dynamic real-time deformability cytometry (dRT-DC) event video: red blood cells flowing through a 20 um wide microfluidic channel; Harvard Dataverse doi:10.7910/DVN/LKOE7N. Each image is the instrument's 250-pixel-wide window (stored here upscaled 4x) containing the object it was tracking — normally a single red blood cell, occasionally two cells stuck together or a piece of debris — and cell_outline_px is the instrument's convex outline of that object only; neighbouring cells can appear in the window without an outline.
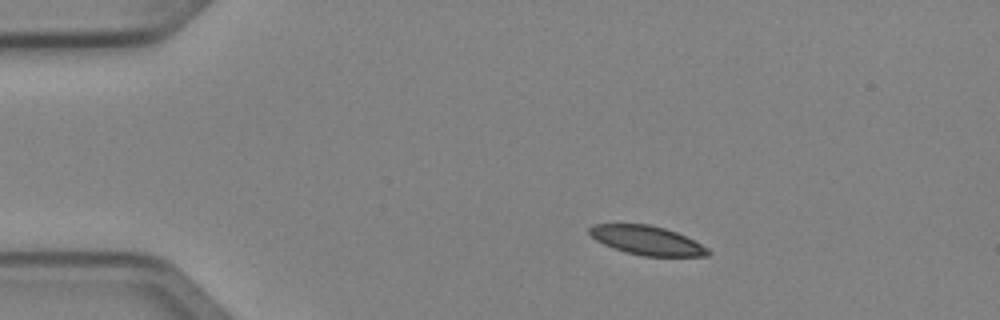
{"species": "Egyptian fruit bat (a non-hibernating species)", "species_latin": "Rousettus aegyptiacus", "temperature_condition": "cold", "stored_images_in_passage": 6, "camera_frame_rate_fps": 3000, "um_per_image_px": 0.085, "animal": {"sex": "female"}, "frame": {"image": 1, "passage_image": 2, "time_ms": 0.333, "image_size_px": [1000, 320], "cell_outline_px": [[712, 252], [708, 256], [644, 256], [624, 252], [604, 244], [596, 240], [588, 232], [588, 228], [592, 224], [648, 224], [664, 228], [676, 232], [708, 248]], "centroid_in_image_um": [54.97, 20.43], "position_along_channel_um": 30.0, "area_um2": 19.94}}
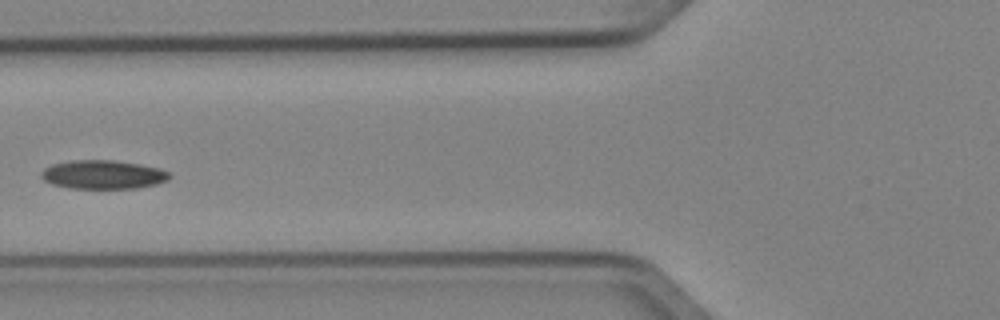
{"frame": {"image": 2, "passage_image": 5, "time_ms": 1.333, "image_size_px": [1000, 320], "cell_outline_px": [[172, 176], [168, 180], [156, 184], [136, 188], [68, 188], [52, 184], [44, 180], [40, 176], [40, 172], [44, 168], [52, 164], [76, 160], [112, 160], [140, 164], [160, 168], [168, 172]], "centroid_in_image_um": [8.76, 14.84], "position_along_channel_um": 117.0, "area_um2": 21.5}}
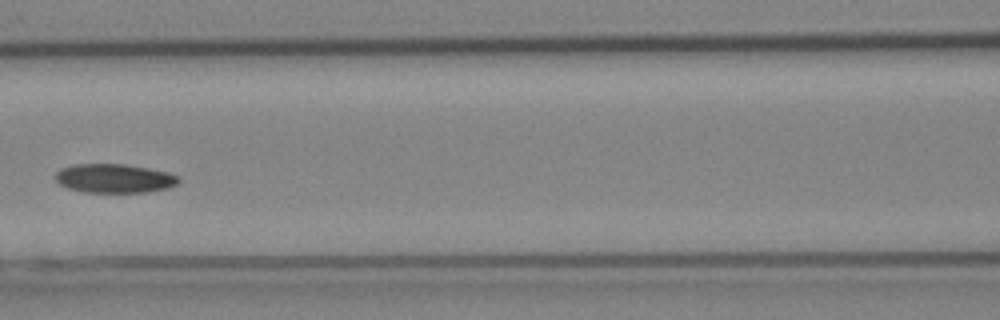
{"frame": {"image": 3, "passage_image": 6, "time_ms": 1.667, "image_size_px": [1000, 320], "cell_outline_px": [[180, 180], [176, 184], [168, 188], [144, 192], [84, 192], [68, 188], [60, 184], [56, 180], [56, 172], [60, 168], [76, 164], [124, 164], [148, 168], [168, 172], [180, 176]], "centroid_in_image_um": [9.73, 15.16], "position_along_channel_um": 156.9, "area_um2": 20.75}}